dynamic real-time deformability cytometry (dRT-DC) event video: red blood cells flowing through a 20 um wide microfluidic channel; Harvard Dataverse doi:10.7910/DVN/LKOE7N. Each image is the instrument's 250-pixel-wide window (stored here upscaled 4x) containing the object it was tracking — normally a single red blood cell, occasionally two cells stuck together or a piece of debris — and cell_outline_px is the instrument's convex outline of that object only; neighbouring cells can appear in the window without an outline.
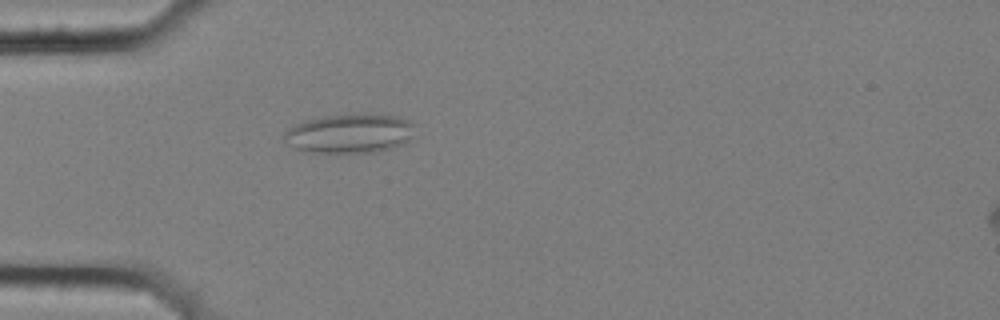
{"species": "common noctule bat (a hibernating species)", "species_latin": "Nyctalus noctula", "temperature_condition": "cold", "stored_images_in_passage": 1, "camera_frame_rate_fps": 3000, "um_per_image_px": 0.085, "animal": {"sex": "female", "body_mass_g": 25.1}, "frame": {"image": 1, "passage_image": 1, "time_ms": 0.0, "image_size_px": [1000, 320], "cell_outline_px": [[412, 136], [404, 144], [392, 148], [376, 152], [312, 152], [296, 148], [288, 144], [284, 140], [284, 132], [288, 128], [296, 124], [308, 120], [324, 116], [368, 112], [400, 116], [408, 120], [412, 124]], "centroid_in_image_um": [29.75, 11.32], "position_along_channel_um": 55.2, "area_um2": 30.06}}